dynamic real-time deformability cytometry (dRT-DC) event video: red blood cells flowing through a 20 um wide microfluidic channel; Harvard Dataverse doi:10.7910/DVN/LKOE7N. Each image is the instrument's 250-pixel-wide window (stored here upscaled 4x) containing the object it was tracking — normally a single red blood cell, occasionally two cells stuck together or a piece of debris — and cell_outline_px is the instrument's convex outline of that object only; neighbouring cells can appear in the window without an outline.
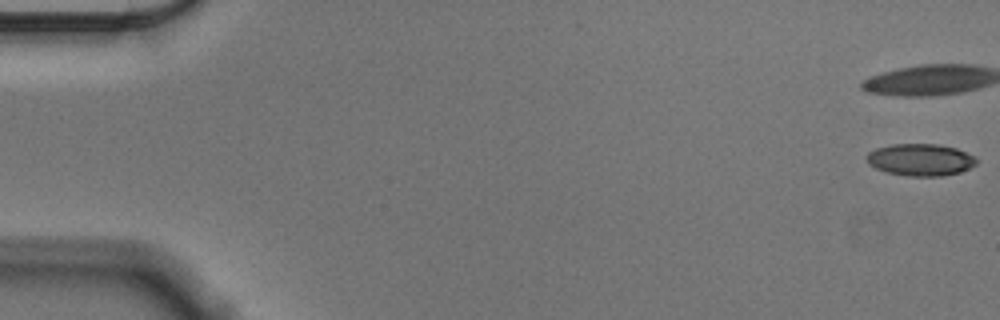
{"species": "Egyptian fruit bat (a non-hibernating species)", "species_latin": "Rousettus aegyptiacus", "temperature_condition": "cold", "stored_images_in_passage": 58, "camera_frame_rate_fps": 3000, "um_per_image_px": 0.085, "animal": {"sex": "male"}, "frame": {"image": 1, "passage_image": 1, "time_ms": 0.0, "image_size_px": [1000, 320], "cell_outline_px": [[976, 164], [960, 172], [940, 176], [908, 176], [888, 172], [876, 168], [868, 164], [864, 156], [868, 152], [876, 148], [892, 144], [940, 144], [956, 148], [976, 156]], "centroid_in_image_um": [78.22, 13.57], "position_along_channel_um": 6.8, "area_um2": 20.58}}
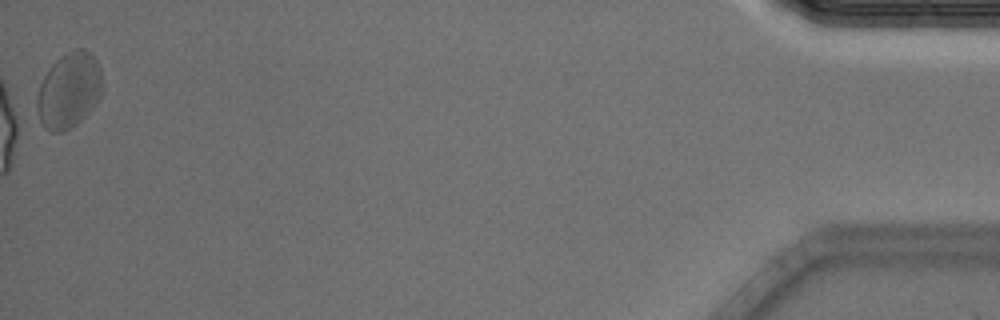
{"frame": {"image": 2, "passage_image": 58, "time_ms": 19.0, "image_size_px": [1000, 320], "cell_outline_px": [[104, 92], [84, 116], [76, 124], [64, 132], [52, 132], [44, 128], [36, 112], [36, 100], [40, 84], [48, 68], [60, 56], [76, 48], [84, 48], [96, 60], [100, 68], [104, 80]], "centroid_in_image_um": [5.86, 7.68], "position_along_channel_um": 429.3, "area_um2": 29.07}, "authors_computed_cell_mechanics": {"area_um2": 21.2993, "velocity_mm_per_s": 3.5664, "shape_relaxation_time_tau1_ms": 1.5654, "shape_relaxation_time_tau2_ms": 2.1972, "deformation_change_tau1": 0.2796, "deformation_change_tau2": 0.0846}}